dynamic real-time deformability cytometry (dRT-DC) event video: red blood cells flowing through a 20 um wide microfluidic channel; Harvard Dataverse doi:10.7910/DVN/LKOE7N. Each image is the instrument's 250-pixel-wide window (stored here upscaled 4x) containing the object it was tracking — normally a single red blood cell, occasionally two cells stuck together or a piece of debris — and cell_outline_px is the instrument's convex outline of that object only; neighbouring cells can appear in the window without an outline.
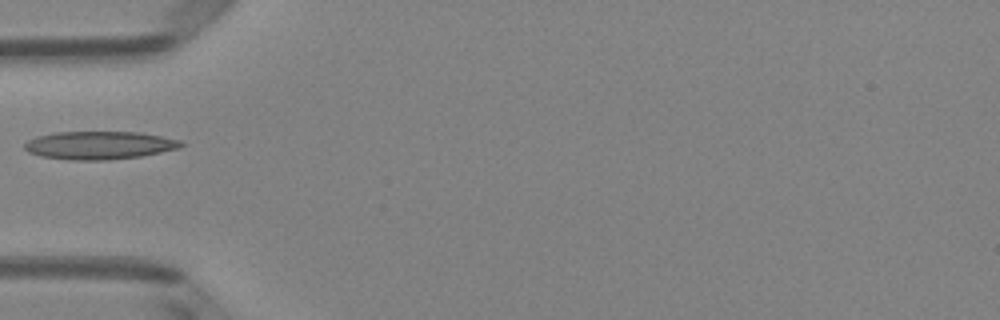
{"species": "Egyptian fruit bat (a non-hibernating species)", "species_latin": "Rousettus aegyptiacus", "temperature_condition": "room temperature", "stored_images_in_passage": 30, "camera_frame_rate_fps": 3000, "um_per_image_px": 0.085, "animal": {"sex": "female"}, "frame": {"image": 1, "passage_image": 1, "time_ms": 0.0, "image_size_px": [1000, 320], "cell_outline_px": [[184, 144], [180, 148], [140, 156], [108, 160], [68, 160], [40, 156], [28, 152], [24, 148], [24, 144], [28, 140], [36, 136], [56, 132], [140, 132], [180, 140]], "centroid_in_image_um": [8.41, 12.35], "position_along_channel_um": 76.6, "area_um2": 25.61}}
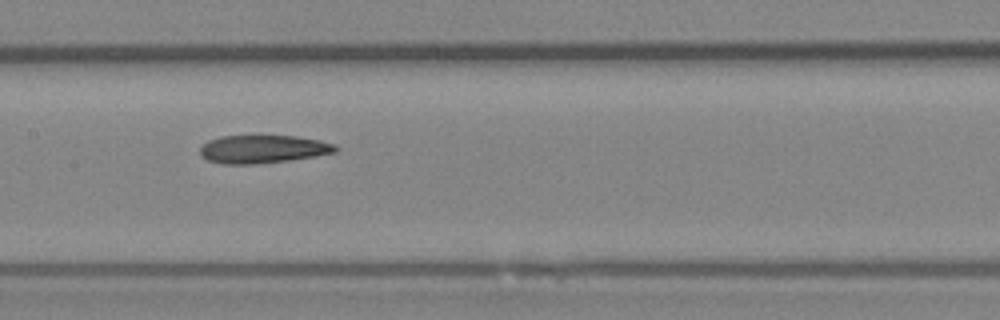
{"frame": {"image": 2, "passage_image": 9, "time_ms": 2.667, "image_size_px": [1000, 320], "cell_outline_px": [[340, 148], [336, 152], [288, 160], [256, 164], [224, 164], [208, 160], [200, 156], [200, 148], [208, 140], [220, 136], [296, 136], [320, 140], [336, 144]], "centroid_in_image_um": [22.35, 12.67], "position_along_channel_um": 185.1, "area_um2": 22.14}}
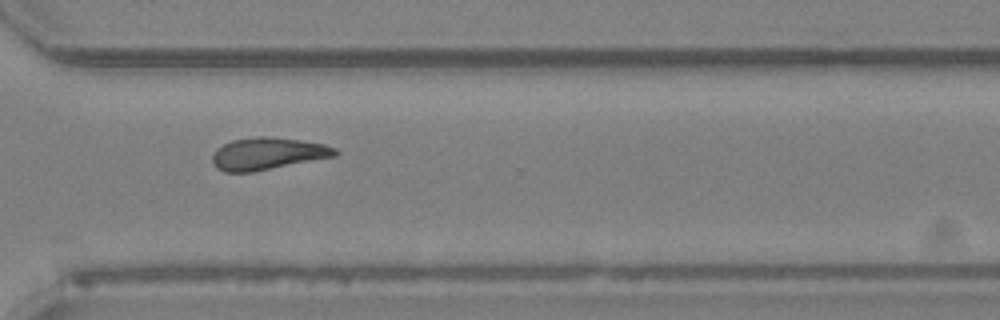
{"frame": {"image": 3, "passage_image": 21, "time_ms": 6.667, "image_size_px": [1000, 320], "cell_outline_px": [[340, 152], [336, 156], [252, 172], [224, 172], [216, 168], [212, 160], [212, 156], [216, 148], [232, 140], [256, 136], [272, 136], [300, 140], [324, 144], [336, 148]], "centroid_in_image_um": [22.75, 13.05], "position_along_channel_um": 347.9, "area_um2": 23.12}}